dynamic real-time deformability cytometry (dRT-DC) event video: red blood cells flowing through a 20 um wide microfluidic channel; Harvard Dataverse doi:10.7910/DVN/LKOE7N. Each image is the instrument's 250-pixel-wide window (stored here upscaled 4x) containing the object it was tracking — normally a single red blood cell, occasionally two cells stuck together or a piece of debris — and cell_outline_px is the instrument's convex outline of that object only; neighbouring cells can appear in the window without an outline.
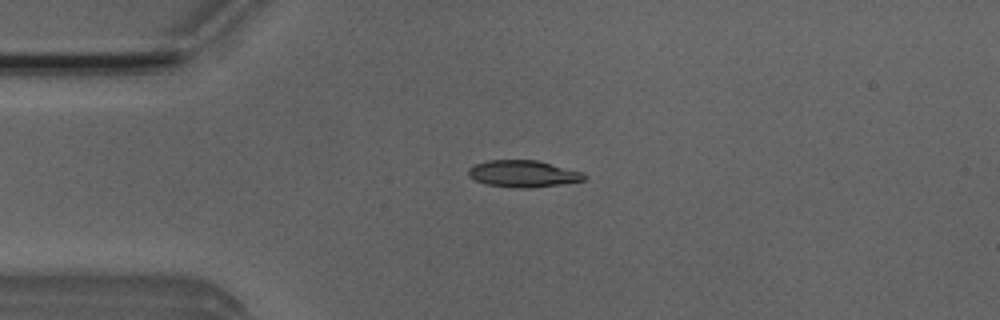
{"species": "Egyptian fruit bat (a non-hibernating species)", "species_latin": "Rousettus aegyptiacus", "temperature_condition": "room temperature", "stored_images_in_passage": 5, "camera_frame_rate_fps": 3000, "um_per_image_px": 0.085, "animal": {"sex": "male"}, "frame": {"image": 1, "passage_image": 3, "time_ms": 0.667, "image_size_px": [1000, 320], "cell_outline_px": [[588, 176], [584, 180], [560, 184], [528, 188], [516, 188], [488, 184], [476, 180], [468, 176], [468, 168], [476, 164], [488, 160], [536, 160], [584, 172]], "centroid_in_image_um": [44.49, 14.76], "position_along_channel_um": 40.5, "area_um2": 17.98}}